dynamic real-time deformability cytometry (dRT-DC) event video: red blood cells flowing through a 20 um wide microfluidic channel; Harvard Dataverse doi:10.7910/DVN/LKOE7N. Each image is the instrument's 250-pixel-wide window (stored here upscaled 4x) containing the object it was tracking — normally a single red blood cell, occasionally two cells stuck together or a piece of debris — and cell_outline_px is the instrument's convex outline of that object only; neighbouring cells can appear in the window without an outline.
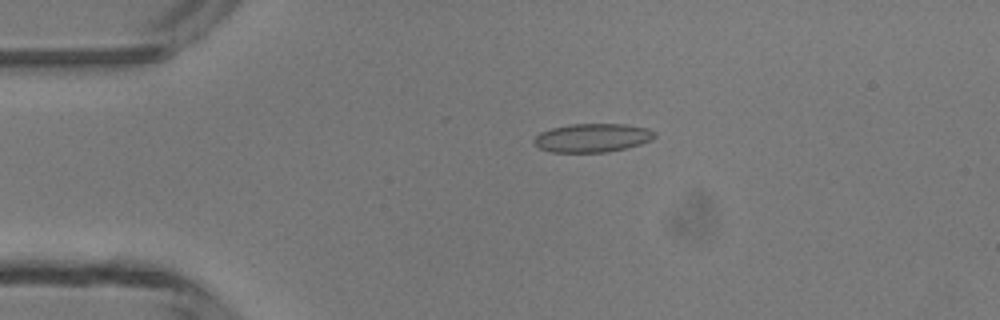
{"species": "common noctule bat (a hibernating species)", "species_latin": "Nyctalus noctula", "temperature_condition": "room temperature", "stored_images_in_passage": 2, "camera_frame_rate_fps": 3000, "um_per_image_px": 0.085, "animal": {"sex": "male", "body_mass_g": 13.3}, "frame": {"image": 1, "passage_image": 1, "time_ms": 0.0, "image_size_px": [1000, 320], "cell_outline_px": [[656, 136], [652, 140], [640, 144], [608, 152], [552, 152], [540, 148], [532, 140], [540, 132], [552, 128], [568, 124], [624, 124], [648, 128], [656, 132]], "centroid_in_image_um": [50.37, 11.71], "position_along_channel_um": 34.6, "area_um2": 20.11}}